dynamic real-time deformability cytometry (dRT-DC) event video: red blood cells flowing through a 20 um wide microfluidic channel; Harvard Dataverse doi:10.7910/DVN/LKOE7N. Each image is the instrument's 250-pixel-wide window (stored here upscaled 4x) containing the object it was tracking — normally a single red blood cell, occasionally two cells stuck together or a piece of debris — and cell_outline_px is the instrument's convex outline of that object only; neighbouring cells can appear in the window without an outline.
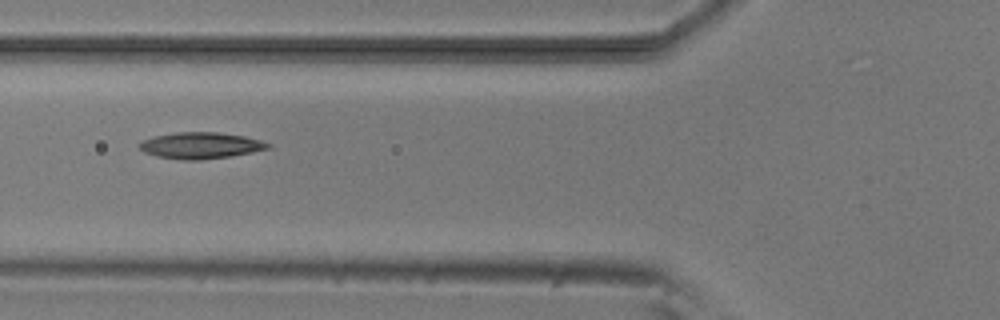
{"species": "common noctule bat (a hibernating species)", "species_latin": "Nyctalus noctula", "temperature_condition": "room temperature", "stored_images_in_passage": 9, "camera_frame_rate_fps": 3000, "um_per_image_px": 0.085, "animal": {"sex": "male", "body_mass_g": 20.5, "forearm_length_mm": 52.5}, "frame": {"image": 1, "passage_image": 6, "time_ms": 6.0, "image_size_px": [1000, 320], "cell_outline_px": [[272, 148], [232, 156], [200, 160], [184, 160], [156, 156], [144, 152], [136, 144], [144, 140], [156, 136], [176, 132], [216, 132], [244, 136], [260, 140], [272, 144]], "centroid_in_image_um": [17.08, 12.37], "position_along_channel_um": 108.7, "area_um2": 19.77}}
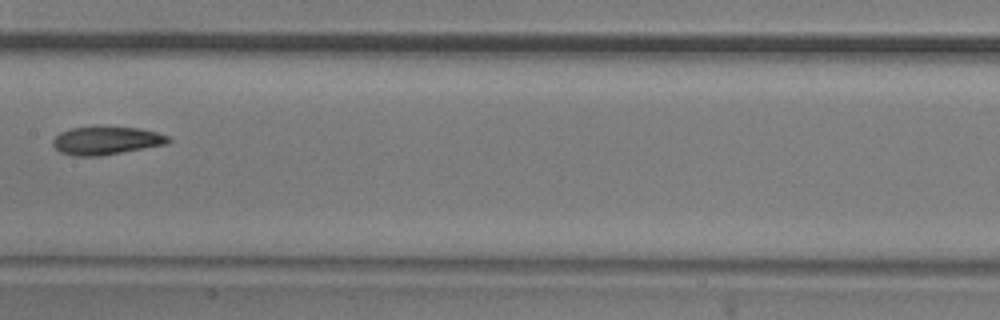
{"frame": {"image": 2, "passage_image": 8, "time_ms": 8.333, "image_size_px": [1000, 320], "cell_outline_px": [[172, 140], [168, 144], [100, 156], [76, 156], [60, 152], [52, 144], [52, 140], [60, 132], [72, 128], [140, 128], [156, 132], [168, 136]], "centroid_in_image_um": [9.05, 11.97], "position_along_channel_um": 198.3, "area_um2": 18.55}}
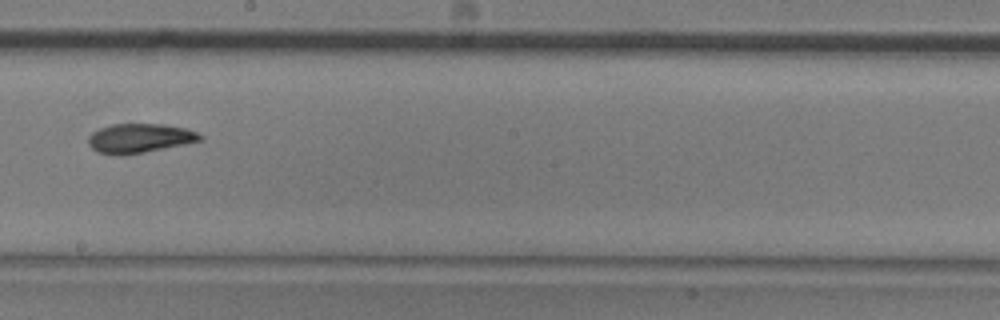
{"frame": {"image": 3, "passage_image": 9, "time_ms": 9.333, "image_size_px": [1000, 320], "cell_outline_px": [[204, 140], [124, 156], [116, 156], [96, 152], [88, 144], [88, 136], [92, 132], [100, 128], [112, 124], [164, 124], [188, 128], [204, 136]], "centroid_in_image_um": [11.86, 11.76], "position_along_channel_um": 236.3, "area_um2": 19.36}}